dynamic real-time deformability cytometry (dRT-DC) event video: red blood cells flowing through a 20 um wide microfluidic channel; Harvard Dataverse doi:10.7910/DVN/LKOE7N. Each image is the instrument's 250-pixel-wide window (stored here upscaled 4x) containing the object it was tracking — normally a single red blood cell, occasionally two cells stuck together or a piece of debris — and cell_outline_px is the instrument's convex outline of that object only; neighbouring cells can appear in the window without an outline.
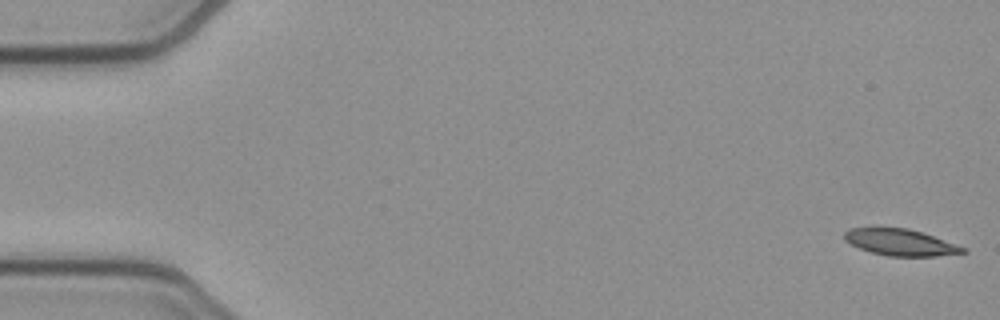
{"species": "common noctule bat (a hibernating species)", "species_latin": "Nyctalus noctula", "temperature_condition": "cold", "stored_images_in_passage": 53, "camera_frame_rate_fps": 3000, "um_per_image_px": 0.085, "animal": {"sex": "female", "body_mass_g": 21.9}, "frame": {"image": 1, "passage_image": 1, "time_ms": 0.0, "image_size_px": [1000, 320], "cell_outline_px": [[968, 252], [936, 256], [888, 256], [872, 252], [860, 248], [844, 240], [844, 232], [848, 228], [872, 224], [908, 228], [968, 248]], "centroid_in_image_um": [76.45, 20.54], "position_along_channel_um": 8.5, "area_um2": 18.96}}
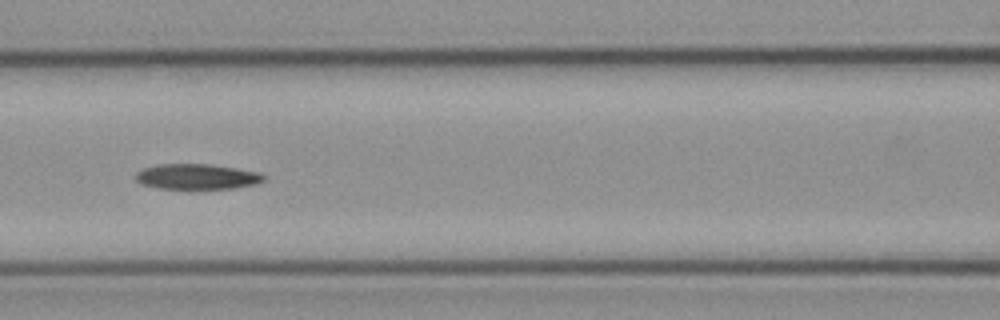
{"frame": {"image": 2, "passage_image": 23, "time_ms": 7.333, "image_size_px": [1000, 320], "cell_outline_px": [[264, 180], [256, 184], [232, 188], [188, 192], [156, 188], [140, 184], [136, 180], [136, 172], [144, 168], [156, 164], [212, 164], [260, 172], [264, 176]], "centroid_in_image_um": [16.69, 15.06], "position_along_channel_um": 149.9, "area_um2": 20.0}}
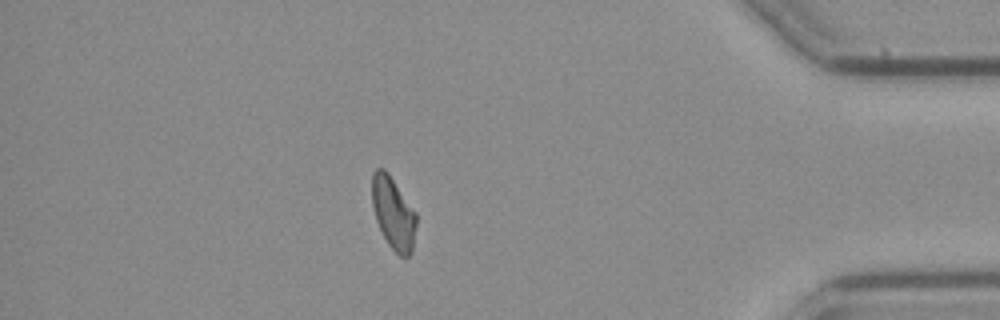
{"frame": {"image": 3, "passage_image": 46, "time_ms": 15.0, "image_size_px": [1000, 320], "cell_outline_px": [[416, 224], [412, 252], [404, 260], [388, 244], [376, 220], [372, 204], [372, 172], [376, 168], [384, 168], [388, 172], [416, 212]], "centroid_in_image_um": [33.43, 18.11], "position_along_channel_um": 401.8, "area_um2": 18.67}, "authors_computed_cell_mechanics": {"area_um2": 19.4208, "velocity_mm_per_s": 3.8516, "shape_relaxation_time_tau1_ms": 8.545, "shape_relaxation_time_tau2_ms": 6.7763, "deformation_change_tau1": 0.1758, "deformation_change_tau2": 0.1393}}